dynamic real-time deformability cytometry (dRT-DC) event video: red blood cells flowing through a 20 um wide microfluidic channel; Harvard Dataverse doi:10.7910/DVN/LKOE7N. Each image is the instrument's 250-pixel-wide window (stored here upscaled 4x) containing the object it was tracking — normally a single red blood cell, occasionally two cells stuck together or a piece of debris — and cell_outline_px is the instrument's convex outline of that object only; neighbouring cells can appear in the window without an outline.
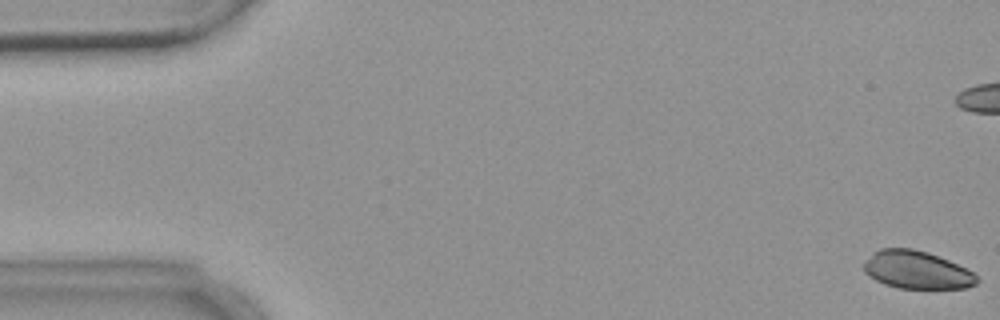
{"species": "common noctule bat (a hibernating species)", "species_latin": "Nyctalus noctula", "temperature_condition": "warm", "stored_images_in_passage": 10, "camera_frame_rate_fps": 3000, "um_per_image_px": 0.085, "animal": {"sex": "female", "body_mass_g": 18.4}, "frame": {"image": 1, "passage_image": 1, "time_ms": 0.0, "image_size_px": [1000, 320], "cell_outline_px": [[980, 280], [976, 284], [964, 288], [900, 288], [884, 284], [868, 276], [864, 272], [864, 260], [872, 252], [880, 248], [912, 248], [928, 252], [948, 260], [972, 272]], "centroid_in_image_um": [77.88, 22.93], "position_along_channel_um": 7.1, "area_um2": 24.91}}